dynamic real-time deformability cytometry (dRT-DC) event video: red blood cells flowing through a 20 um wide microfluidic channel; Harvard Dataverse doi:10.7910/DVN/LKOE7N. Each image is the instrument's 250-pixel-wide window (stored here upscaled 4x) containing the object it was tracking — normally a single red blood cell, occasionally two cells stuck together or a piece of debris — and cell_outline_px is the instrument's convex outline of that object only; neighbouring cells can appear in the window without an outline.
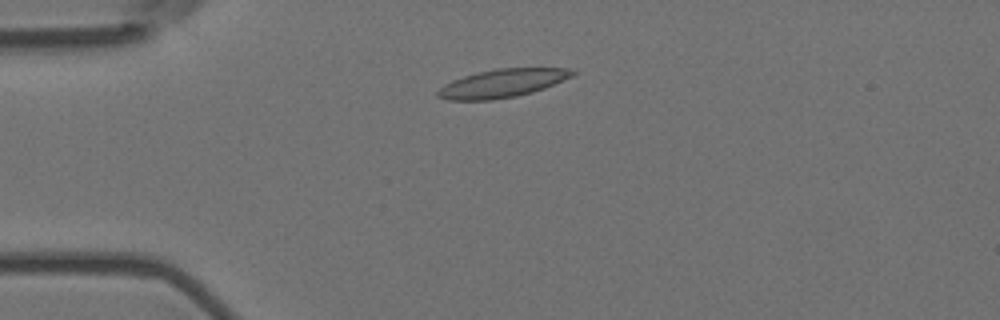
{"species": "Egyptian fruit bat (a non-hibernating species)", "species_latin": "Rousettus aegyptiacus", "temperature_condition": "room temperature", "stored_images_in_passage": 3, "camera_frame_rate_fps": 3000, "um_per_image_px": 0.085, "animal": {"sex": "female"}, "frame": {"image": 1, "passage_image": 2, "time_ms": 0.333, "image_size_px": [1000, 320], "cell_outline_px": [[576, 72], [572, 76], [544, 88], [532, 92], [516, 96], [492, 100], [448, 100], [436, 96], [436, 92], [444, 84], [452, 80], [464, 76], [496, 68], [576, 68]], "centroid_in_image_um": [42.7, 7.08], "position_along_channel_um": 42.3, "area_um2": 22.14}}